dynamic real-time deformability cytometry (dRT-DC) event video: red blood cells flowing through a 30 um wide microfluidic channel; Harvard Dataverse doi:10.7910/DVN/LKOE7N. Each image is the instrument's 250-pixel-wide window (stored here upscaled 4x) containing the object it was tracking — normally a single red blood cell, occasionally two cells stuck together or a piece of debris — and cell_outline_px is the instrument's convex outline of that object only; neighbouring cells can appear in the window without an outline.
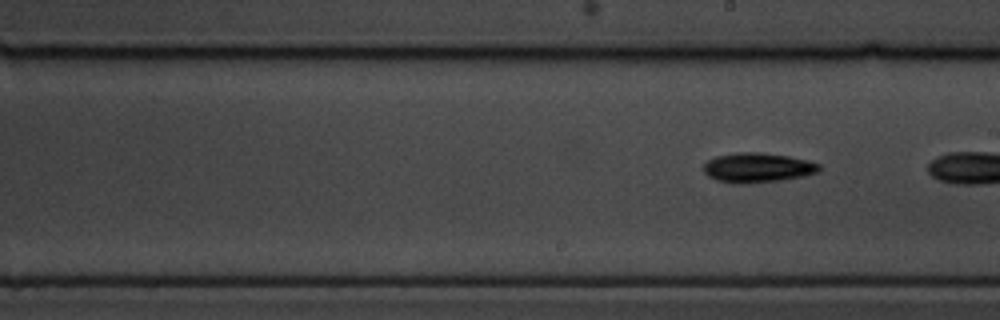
{"species": "common noctule bat (a hibernating species)", "species_latin": "Nyctalus noctula", "temperature_condition": "cold", "stored_images_in_passage": 10, "segment_of_instrument_passage": [2, 2], "camera_frame_rate_fps": 3000, "um_per_image_px": 0.085, "animal": {"sex": "male", "body_mass_g": 19.5, "forearm_length_mm": 54.6}, "frame": {"image": 1, "passage_image": 10, "time_ms": 11.333, "image_size_px": [1000, 320], "cell_outline_px": [[820, 172], [804, 176], [780, 180], [744, 184], [736, 184], [716, 180], [708, 176], [704, 172], [704, 164], [708, 160], [716, 156], [736, 152], [760, 152], [788, 156], [820, 164]], "centroid_in_image_um": [64.37, 14.25], "position_along_channel_um": 224.6, "area_um2": 20.0}}